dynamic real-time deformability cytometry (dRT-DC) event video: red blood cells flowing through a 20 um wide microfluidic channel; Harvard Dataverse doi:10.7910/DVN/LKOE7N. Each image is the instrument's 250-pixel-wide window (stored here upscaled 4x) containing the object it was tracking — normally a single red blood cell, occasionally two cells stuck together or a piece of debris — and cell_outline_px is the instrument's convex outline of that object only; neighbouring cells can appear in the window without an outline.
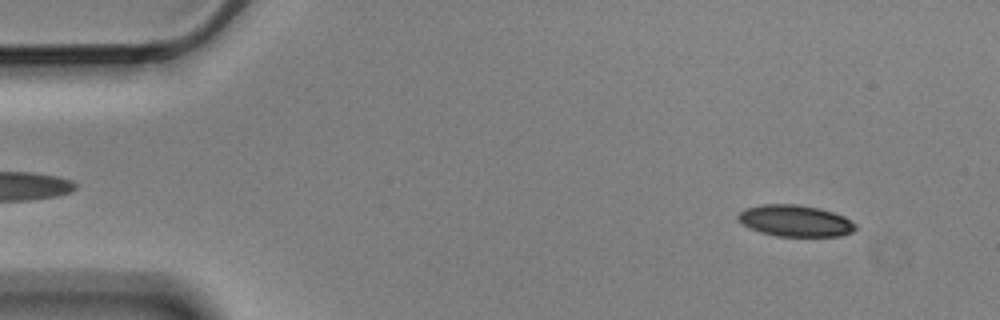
{"species": "Egyptian fruit bat (a non-hibernating species)", "species_latin": "Rousettus aegyptiacus", "temperature_condition": "cold", "stored_images_in_passage": 4, "camera_frame_rate_fps": 3000, "um_per_image_px": 0.085, "animal": {"sex": "male"}, "frame": {"image": 1, "passage_image": 1, "time_ms": 0.0, "image_size_px": [1000, 320], "cell_outline_px": [[856, 228], [852, 232], [840, 236], [776, 236], [760, 232], [744, 224], [736, 216], [744, 208], [764, 204], [796, 204], [820, 208], [844, 216], [856, 224]], "centroid_in_image_um": [67.61, 18.76], "position_along_channel_um": 17.4, "area_um2": 21.44}}
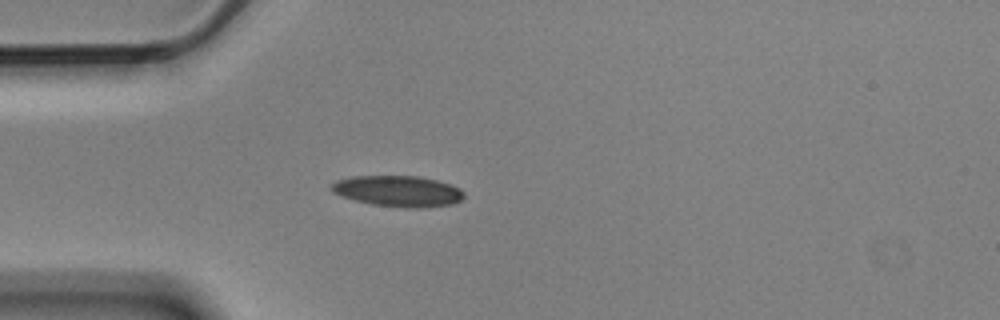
{"frame": {"image": 2, "passage_image": 4, "time_ms": 1.0, "image_size_px": [1000, 320], "cell_outline_px": [[464, 196], [460, 200], [452, 204], [424, 208], [404, 208], [372, 204], [340, 196], [332, 192], [328, 188], [336, 180], [352, 176], [420, 176], [436, 180], [460, 188], [464, 192]], "centroid_in_image_um": [33.81, 16.25], "position_along_channel_um": 51.2, "area_um2": 24.04}}